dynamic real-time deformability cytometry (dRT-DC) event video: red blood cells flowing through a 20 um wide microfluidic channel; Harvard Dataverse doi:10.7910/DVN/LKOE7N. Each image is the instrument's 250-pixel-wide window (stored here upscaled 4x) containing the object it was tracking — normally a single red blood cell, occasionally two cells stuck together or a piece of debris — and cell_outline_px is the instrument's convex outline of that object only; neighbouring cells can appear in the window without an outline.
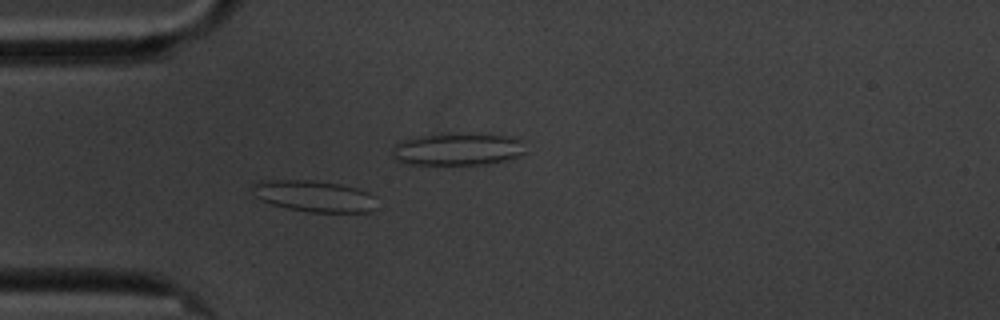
{"species": "common noctule bat (a hibernating species)", "species_latin": "Nyctalus noctula", "temperature_condition": "cold", "stored_images_in_passage": 50, "camera_frame_rate_fps": 3000, "um_per_image_px": 0.085, "animal": {"sex": "male", "body_mass_g": 20.1, "forearm_length_mm": 53.5}, "frame": {"image": 1, "passage_image": 7, "time_ms": 2.0, "image_size_px": [1000, 320], "cell_outline_px": [[376, 208], [368, 212], [308, 212], [288, 208], [272, 204], [260, 200], [256, 196], [252, 188], [252, 184], [260, 180], [312, 180], [340, 184], [356, 188], [368, 192], [376, 196]], "centroid_in_image_um": [26.72, 16.67], "position_along_channel_um": 58.3, "area_um2": 22.83}}
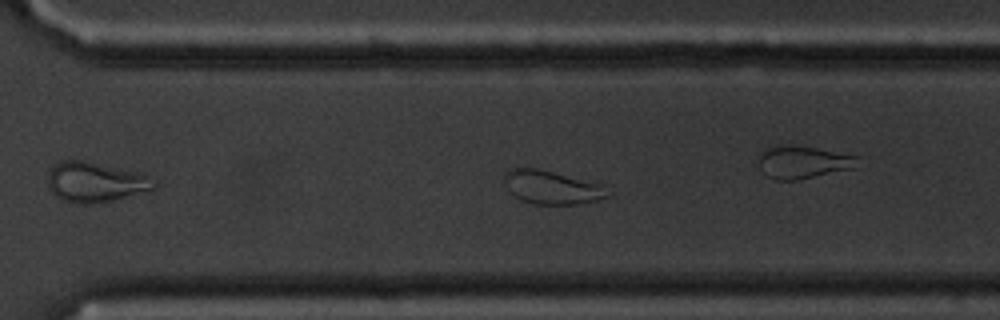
{"frame": {"image": 2, "passage_image": 31, "time_ms": 10.0, "image_size_px": [1000, 320], "cell_outline_px": [[612, 192], [608, 196], [596, 200], [576, 204], [532, 204], [520, 200], [512, 192], [504, 180], [504, 172], [508, 168], [528, 164], [600, 184]], "centroid_in_image_um": [46.85, 15.86], "position_along_channel_um": 323.8, "area_um2": 20.69}}
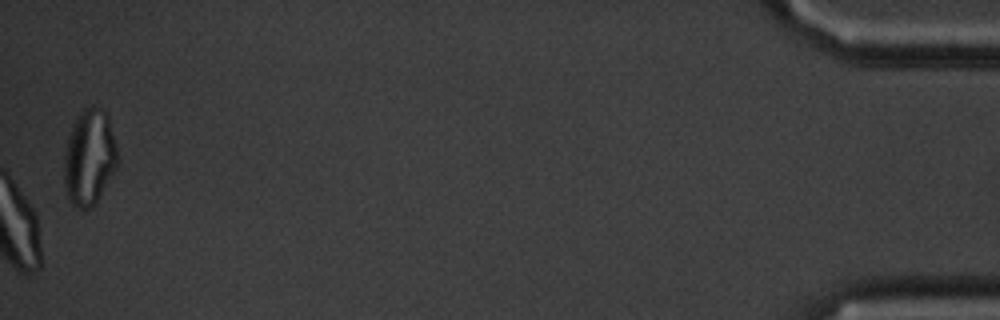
{"frame": {"image": 3, "passage_image": 50, "time_ms": 16.333, "image_size_px": [1000, 320], "cell_outline_px": [[120, 164], [96, 204], [88, 208], [80, 208], [72, 204], [68, 200], [64, 184], [64, 156], [68, 136], [72, 124], [80, 112], [84, 108], [92, 104], [104, 108], [108, 112], [120, 160]], "centroid_in_image_um": [7.63, 13.34], "position_along_channel_um": 427.6, "area_um2": 30.87}, "authors_computed_cell_mechanics": {"area_um2": 22.5998, "velocity_mm_per_s": 3.365, "shape_relaxation_time_tau1_ms": 9.9277, "shape_relaxation_time_tau2_ms": 1.5553, "deformation_change_tau1": 0.2182, "deformation_change_tau2": 0.0838}}